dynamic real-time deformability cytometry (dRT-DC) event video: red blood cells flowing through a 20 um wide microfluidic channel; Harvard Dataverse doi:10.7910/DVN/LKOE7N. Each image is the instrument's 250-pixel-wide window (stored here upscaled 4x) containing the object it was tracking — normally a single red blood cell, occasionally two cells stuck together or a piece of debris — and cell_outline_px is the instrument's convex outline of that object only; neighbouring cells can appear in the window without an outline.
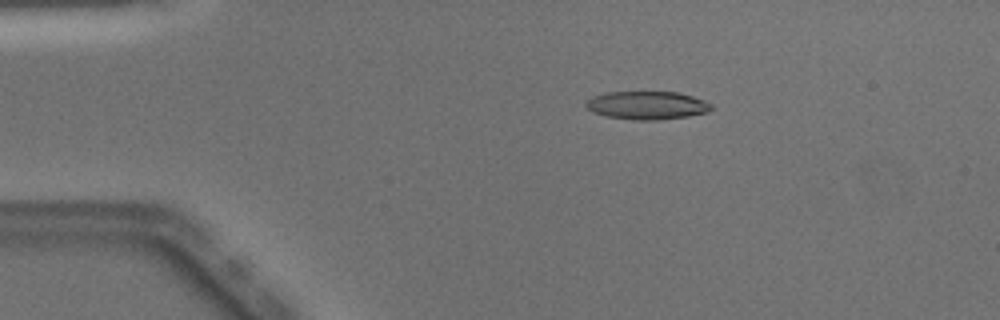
{"species": "Egyptian fruit bat (a non-hibernating species)", "species_latin": "Rousettus aegyptiacus", "temperature_condition": "warm", "stored_images_in_passage": 49, "camera_frame_rate_fps": 3000, "um_per_image_px": 0.085, "animal": {"sex": "male"}, "frame": {"image": 1, "passage_image": 9, "time_ms": 2.667, "image_size_px": [1000, 320], "cell_outline_px": [[712, 108], [708, 112], [688, 116], [656, 120], [636, 120], [604, 116], [588, 108], [584, 104], [592, 96], [604, 92], [680, 92], [704, 100], [712, 104]], "centroid_in_image_um": [55.01, 8.94], "position_along_channel_um": 30.0, "area_um2": 20.58}}
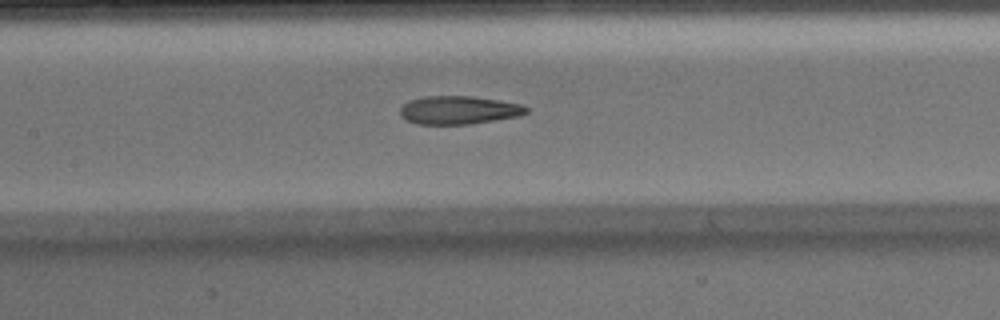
{"frame": {"image": 2, "passage_image": 23, "time_ms": 7.333, "image_size_px": [1000, 320], "cell_outline_px": [[528, 112], [520, 116], [468, 124], [416, 124], [400, 116], [400, 108], [408, 100], [424, 96], [472, 96], [500, 100], [520, 104], [528, 108]], "centroid_in_image_um": [38.98, 9.35], "position_along_channel_um": 168.4, "area_um2": 20.81}}
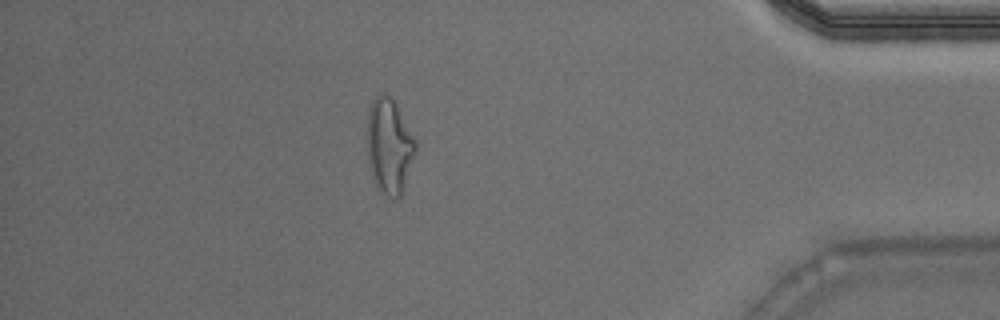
{"frame": {"image": 3, "passage_image": 43, "time_ms": 14.0, "image_size_px": [1000, 320], "cell_outline_px": [[416, 156], [400, 196], [388, 196], [376, 188], [368, 156], [368, 112], [372, 100], [380, 92], [384, 92], [396, 104], [416, 140]], "centroid_in_image_um": [33.11, 12.39], "position_along_channel_um": 402.1, "area_um2": 26.53}, "authors_computed_cell_mechanics": {"area_um2": 21.1548, "velocity_mm_per_s": 4.101, "shape_relaxation_time_tau1_ms": null, "shape_relaxation_time_tau2_ms": 1.9929, "deformation_change_tau1": null, "deformation_change_tau2": 0.1252}}